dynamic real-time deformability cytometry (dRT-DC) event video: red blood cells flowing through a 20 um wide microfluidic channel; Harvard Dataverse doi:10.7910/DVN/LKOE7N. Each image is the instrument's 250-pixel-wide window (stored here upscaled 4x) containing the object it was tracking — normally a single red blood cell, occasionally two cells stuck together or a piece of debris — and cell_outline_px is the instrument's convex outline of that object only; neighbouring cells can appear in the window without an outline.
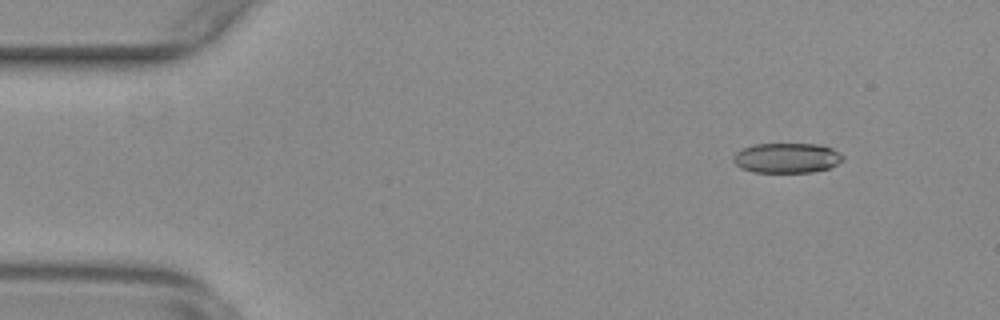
{"species": "common noctule bat (a hibernating species)", "species_latin": "Nyctalus noctula", "temperature_condition": "warm", "stored_images_in_passage": 55, "camera_frame_rate_fps": 3000, "um_per_image_px": 0.085, "animal": {"sex": "female", "body_mass_g": 29.2, "forearm_length_mm": 56.3}, "frame": {"image": 1, "passage_image": 6, "time_ms": 1.667, "image_size_px": [1000, 320], "cell_outline_px": [[844, 160], [828, 168], [812, 172], [752, 172], [740, 168], [732, 160], [732, 156], [736, 152], [752, 144], [820, 144], [832, 148], [844, 156]], "centroid_in_image_um": [66.86, 13.42], "position_along_channel_um": 18.1, "area_um2": 19.25}}
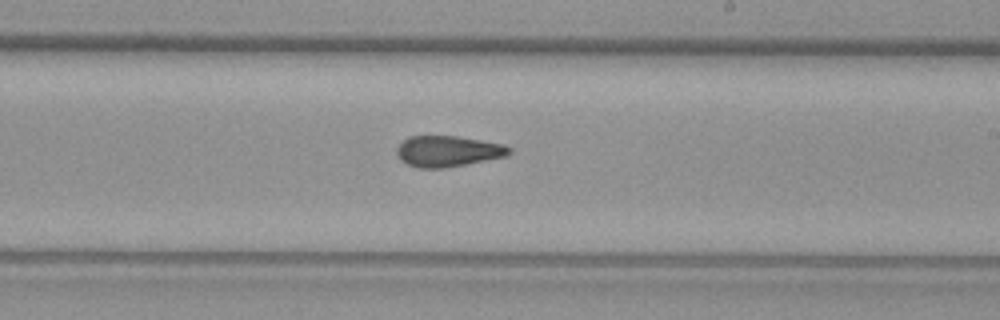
{"frame": {"image": 2, "passage_image": 32, "time_ms": 10.333, "image_size_px": [1000, 320], "cell_outline_px": [[512, 152], [508, 156], [468, 164], [444, 168], [416, 168], [404, 164], [396, 156], [396, 148], [408, 136], [456, 136], [504, 144], [512, 148]], "centroid_in_image_um": [38.06, 12.87], "position_along_channel_um": 250.9, "area_um2": 20.63}}
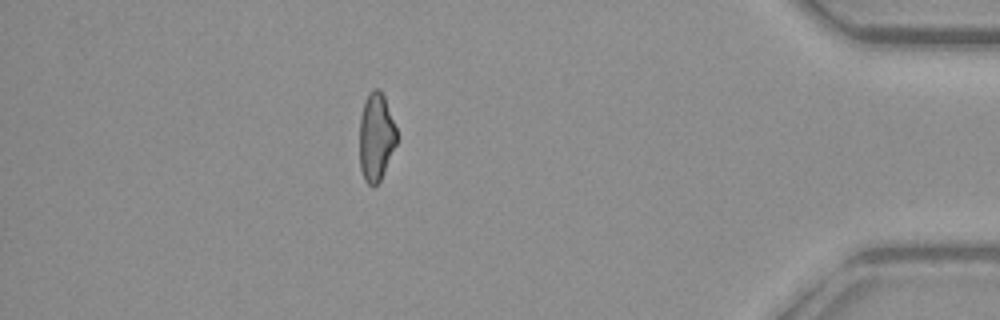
{"frame": {"image": 3, "passage_image": 48, "time_ms": 15.667, "image_size_px": [1000, 320], "cell_outline_px": [[396, 144], [380, 180], [376, 184], [368, 184], [364, 180], [360, 168], [360, 116], [364, 100], [368, 92], [372, 88], [380, 88], [384, 96], [396, 128]], "centroid_in_image_um": [31.95, 11.58], "position_along_channel_um": 403.3, "area_um2": 18.96}, "authors_computed_cell_mechanics": {"area_um2": 20.3456, "velocity_mm_per_s": 3.7846, "shape_relaxation_time_tau1_ms": null, "shape_relaxation_time_tau2_ms": 3.4138, "deformation_change_tau1": null, "deformation_change_tau2": 0.1161}}